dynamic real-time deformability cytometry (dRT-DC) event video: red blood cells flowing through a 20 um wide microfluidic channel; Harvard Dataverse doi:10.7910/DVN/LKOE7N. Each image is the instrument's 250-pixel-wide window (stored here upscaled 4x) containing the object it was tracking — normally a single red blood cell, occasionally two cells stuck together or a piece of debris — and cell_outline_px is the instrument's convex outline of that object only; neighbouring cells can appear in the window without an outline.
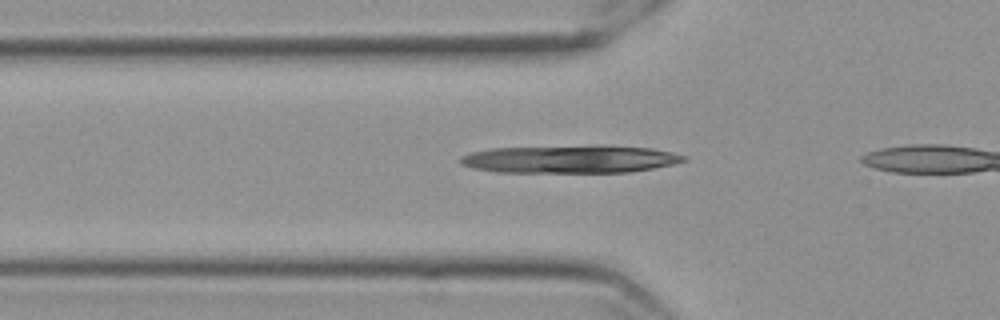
{"species": "Egyptian fruit bat (a non-hibernating species)", "species_latin": "Rousettus aegyptiacus", "temperature_condition": "cold", "stored_images_in_passage": 12, "camera_frame_rate_fps": 3000, "um_per_image_px": 0.085, "frame": {"image": 1, "passage_image": 6, "time_ms": 1.667, "image_size_px": [1000, 320], "cell_outline_px": [[684, 160], [672, 164], [652, 168], [628, 172], [496, 172], [472, 168], [460, 164], [460, 156], [472, 152], [492, 148], [652, 148], [672, 152], [684, 156]], "centroid_in_image_um": [48.35, 13.57], "position_along_channel_um": 77.4, "area_um2": 34.28}}
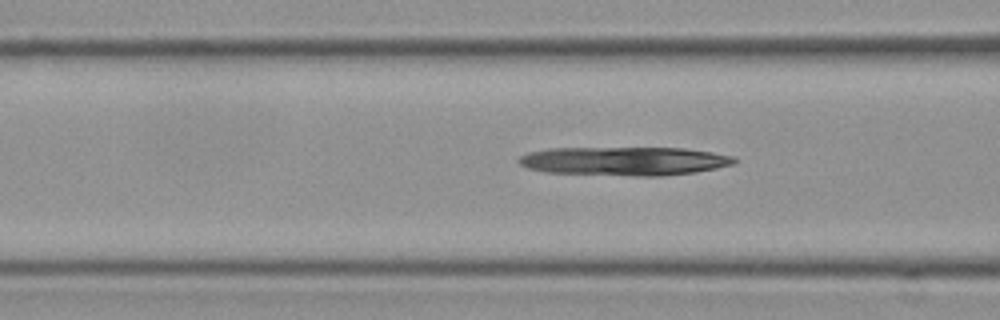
{"frame": {"image": 2, "passage_image": 9, "time_ms": 2.667, "image_size_px": [1000, 320], "cell_outline_px": [[736, 160], [732, 164], [716, 168], [696, 172], [664, 176], [632, 176], [548, 172], [528, 168], [520, 164], [516, 160], [520, 156], [528, 152], [548, 148], [684, 148], [712, 152], [732, 156]], "centroid_in_image_um": [53.05, 13.69], "position_along_channel_um": 113.6, "area_um2": 36.07}}